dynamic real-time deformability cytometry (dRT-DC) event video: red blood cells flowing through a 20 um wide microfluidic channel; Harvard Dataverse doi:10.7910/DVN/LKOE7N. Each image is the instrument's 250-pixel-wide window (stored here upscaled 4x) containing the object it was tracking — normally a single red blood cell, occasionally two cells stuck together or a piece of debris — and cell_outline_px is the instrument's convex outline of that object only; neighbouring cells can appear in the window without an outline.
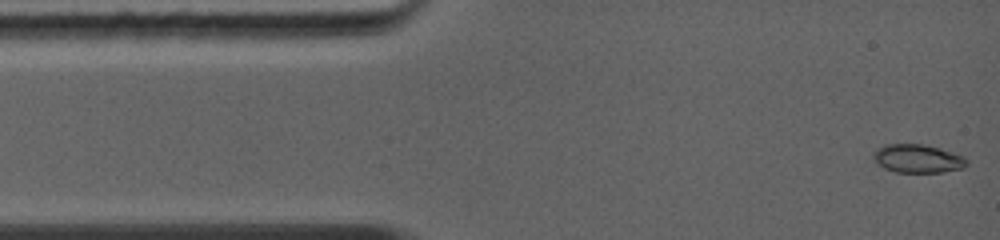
{"species": "common noctule bat (a hibernating species)", "species_latin": "Nyctalus noctula", "temperature_condition": "warm", "stored_images_in_passage": 48, "camera_frame_rate_fps": 5000, "um_per_image_px": 0.085, "animal": {"sex": "female", "body_mass_g": 19.0, "forearm_length_mm": 56.7}, "frame": {"image": 1, "passage_image": 1, "time_ms": 0.0, "image_size_px": [1000, 240], "cell_outline_px": [[968, 164], [964, 168], [944, 172], [896, 172], [884, 168], [872, 156], [872, 152], [876, 148], [884, 144], [920, 144], [940, 148], [964, 156], [968, 160]], "centroid_in_image_um": [78.02, 13.47], "position_along_channel_um": 7.0, "area_um2": 15.55}}
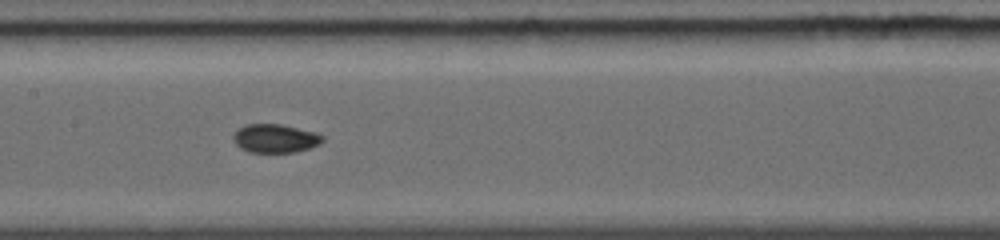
{"frame": {"image": 2, "passage_image": 18, "time_ms": 5.6, "image_size_px": [1000, 240], "cell_outline_px": [[324, 140], [320, 144], [296, 152], [248, 152], [240, 148], [236, 144], [232, 136], [244, 124], [280, 124], [316, 132], [324, 136]], "centroid_in_image_um": [23.4, 11.76], "position_along_channel_um": 184.0, "area_um2": 14.85}}
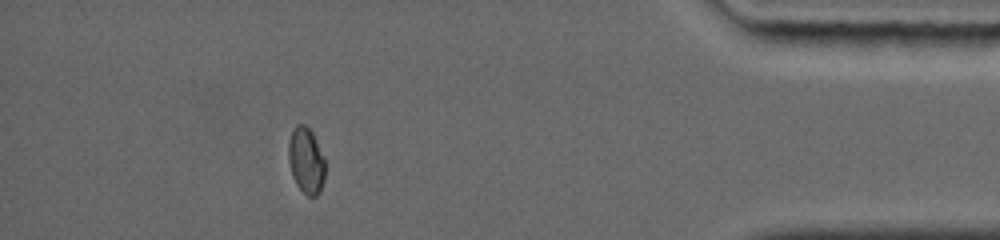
{"frame": {"image": 3, "passage_image": 35, "time_ms": 11.8, "image_size_px": [1000, 240], "cell_outline_px": [[324, 180], [320, 192], [316, 196], [308, 196], [296, 184], [292, 176], [288, 160], [288, 140], [292, 128], [296, 124], [304, 124], [312, 132], [324, 156]], "centroid_in_image_um": [26.0, 13.62], "position_along_channel_um": 409.2, "area_um2": 14.28}, "authors_computed_cell_mechanics": {"area_um2": 14.6523, "velocity_mm_per_s": 4.4512, "shape_relaxation_time_tau1_ms": 11.2911, "shape_relaxation_time_tau2_ms": null, "deformation_change_tau1": 0.2131, "deformation_change_tau2": null}}